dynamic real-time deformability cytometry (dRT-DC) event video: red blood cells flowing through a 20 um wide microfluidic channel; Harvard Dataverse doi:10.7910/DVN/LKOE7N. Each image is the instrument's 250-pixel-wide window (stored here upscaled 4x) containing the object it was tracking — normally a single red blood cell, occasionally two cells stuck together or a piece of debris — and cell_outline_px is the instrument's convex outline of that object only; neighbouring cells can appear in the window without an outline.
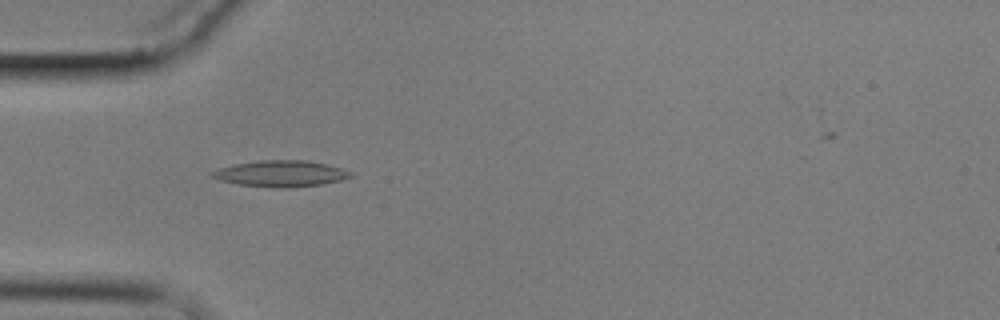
{"species": "common noctule bat (a hibernating species)", "species_latin": "Nyctalus noctula", "temperature_condition": "cold", "stored_images_in_passage": 6, "camera_frame_rate_fps": 3000, "um_per_image_px": 0.085, "animal": {"sex": "male", "body_mass_g": 17.9}, "frame": {"image": 1, "passage_image": 5, "time_ms": 5.0, "image_size_px": [1000, 320], "cell_outline_px": [[352, 176], [340, 180], [320, 184], [284, 188], [276, 188], [236, 184], [220, 180], [212, 176], [208, 172], [232, 164], [260, 160], [308, 160], [340, 168], [352, 172]], "centroid_in_image_um": [23.81, 14.75], "position_along_channel_um": 61.2, "area_um2": 21.04}}